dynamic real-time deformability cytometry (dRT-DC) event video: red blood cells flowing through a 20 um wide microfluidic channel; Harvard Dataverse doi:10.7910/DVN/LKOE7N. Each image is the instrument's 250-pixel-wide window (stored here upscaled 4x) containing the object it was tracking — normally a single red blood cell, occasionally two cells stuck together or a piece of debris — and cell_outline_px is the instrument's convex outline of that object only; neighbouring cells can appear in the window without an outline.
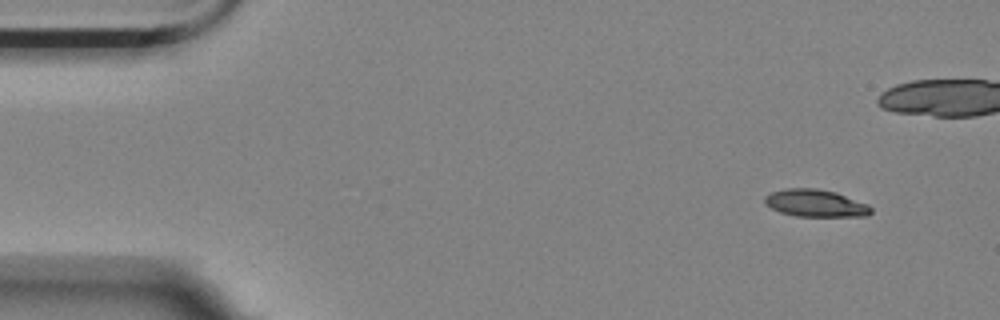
{"species": "Egyptian fruit bat (a non-hibernating species)", "species_latin": "Rousettus aegyptiacus", "temperature_condition": "room temperature", "stored_images_in_passage": 53, "camera_frame_rate_fps": 3000, "um_per_image_px": 0.085, "animal": {"sex": "female"}, "frame": {"image": 1, "passage_image": 1, "time_ms": 0.0, "image_size_px": [1000, 320], "cell_outline_px": [[872, 212], [868, 216], [796, 216], [780, 212], [772, 208], [764, 200], [764, 196], [772, 192], [784, 188], [816, 188], [836, 192], [868, 204], [872, 208]], "centroid_in_image_um": [69.34, 17.26], "position_along_channel_um": 15.7, "area_um2": 16.88}}
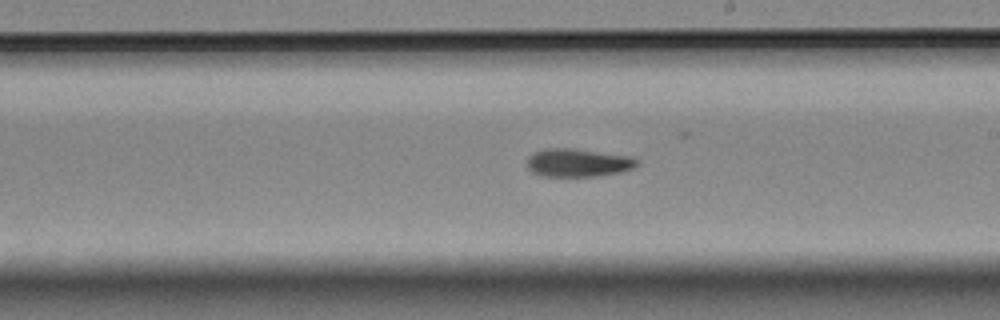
{"frame": {"image": 2, "passage_image": 28, "time_ms": 9.0, "image_size_px": [1000, 320], "cell_outline_px": [[640, 164], [632, 168], [620, 172], [596, 176], [544, 176], [532, 172], [528, 168], [528, 156], [532, 152], [544, 148], [572, 148], [632, 156], [640, 160]], "centroid_in_image_um": [49.15, 13.81], "position_along_channel_um": 239.9, "area_um2": 18.21}}
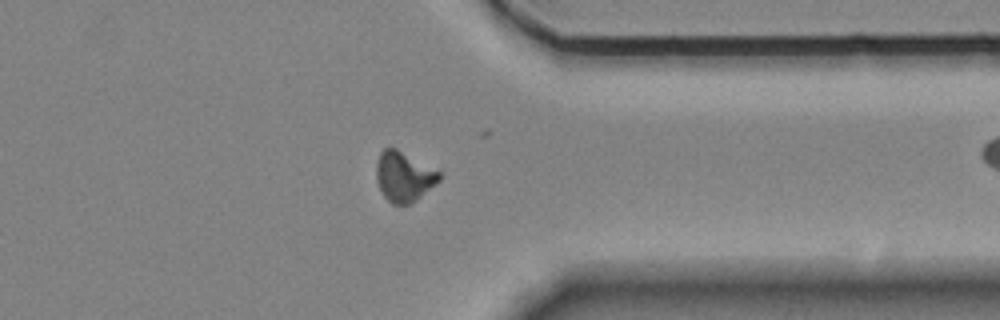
{"frame": {"image": 3, "passage_image": 40, "time_ms": 13.0, "image_size_px": [1000, 320], "cell_outline_px": [[440, 180], [420, 196], [408, 204], [392, 204], [384, 196], [380, 188], [376, 176], [376, 164], [380, 152], [384, 148], [396, 148], [440, 172]], "centroid_in_image_um": [34.3, 14.99], "position_along_channel_um": 377.1, "area_um2": 17.86}, "authors_computed_cell_mechanics": {"area_um2": 17.8024, "velocity_mm_per_s": 3.5631, "shape_relaxation_time_tau1_ms": 6.005, "shape_relaxation_time_tau2_ms": 7.6922, "deformation_change_tau1": 0.1824, "deformation_change_tau2": 0.1404}}